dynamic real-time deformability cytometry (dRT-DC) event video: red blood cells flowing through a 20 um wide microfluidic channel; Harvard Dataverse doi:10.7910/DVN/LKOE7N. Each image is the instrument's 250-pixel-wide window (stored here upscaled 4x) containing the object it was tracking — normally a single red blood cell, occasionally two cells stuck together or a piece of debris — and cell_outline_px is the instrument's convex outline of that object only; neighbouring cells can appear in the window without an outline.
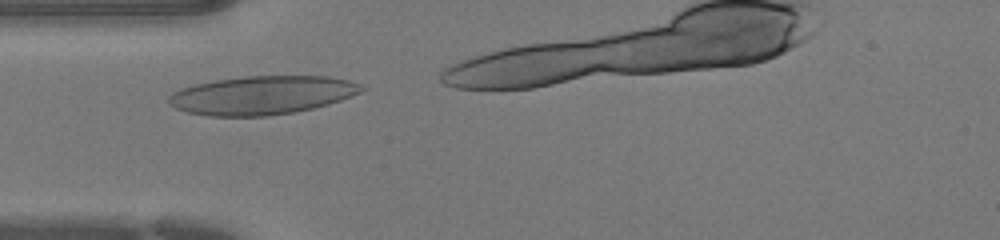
{"species": "human", "species_latin": "Homo sapiens", "temperature_condition": "warm", "stored_images_in_passage": 7, "camera_frame_rate_fps": 3000, "um_per_image_px": 0.085, "donor": {"sex": "female"}, "frame": {"image": 1, "passage_image": 1, "time_ms": 0.0, "image_size_px": [1000, 240], "cell_outline_px": [[368, 88], [360, 92], [340, 100], [328, 104], [296, 112], [264, 116], [208, 116], [188, 112], [176, 108], [168, 104], [168, 96], [172, 92], [180, 88], [192, 84], [216, 80], [244, 76], [328, 76], [348, 80], [360, 84]], "centroid_in_image_um": [22.24, 8.09], "position_along_channel_um": 62.8, "area_um2": 43.47}}
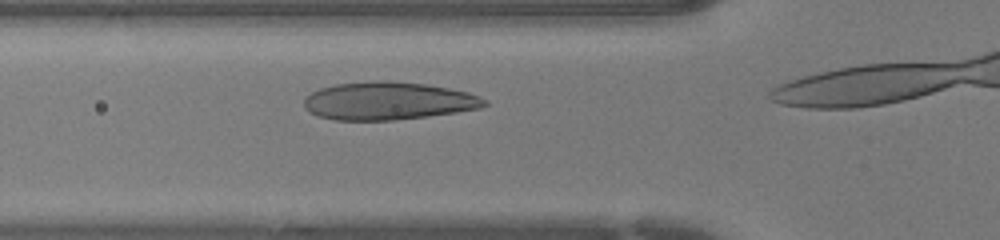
{"frame": {"image": 2, "passage_image": 3, "time_ms": 0.667, "image_size_px": [1000, 240], "cell_outline_px": [[488, 104], [480, 108], [456, 112], [428, 116], [396, 120], [336, 120], [320, 116], [308, 112], [304, 108], [304, 96], [320, 88], [336, 84], [372, 80], [388, 80], [428, 84], [468, 92], [480, 96], [488, 100]], "centroid_in_image_um": [32.99, 8.57], "position_along_channel_um": 92.8, "area_um2": 40.17}}
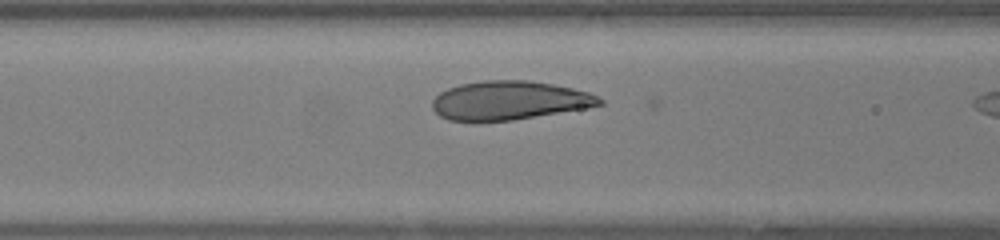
{"frame": {"image": 3, "passage_image": 5, "time_ms": 1.333, "image_size_px": [1000, 240], "cell_outline_px": [[604, 104], [588, 108], [512, 120], [476, 124], [448, 120], [440, 116], [432, 108], [432, 100], [440, 92], [448, 88], [460, 84], [484, 80], [528, 80], [552, 84], [572, 88], [588, 92], [604, 100]], "centroid_in_image_um": [43.24, 8.57], "position_along_channel_um": 123.4, "area_um2": 38.55}}